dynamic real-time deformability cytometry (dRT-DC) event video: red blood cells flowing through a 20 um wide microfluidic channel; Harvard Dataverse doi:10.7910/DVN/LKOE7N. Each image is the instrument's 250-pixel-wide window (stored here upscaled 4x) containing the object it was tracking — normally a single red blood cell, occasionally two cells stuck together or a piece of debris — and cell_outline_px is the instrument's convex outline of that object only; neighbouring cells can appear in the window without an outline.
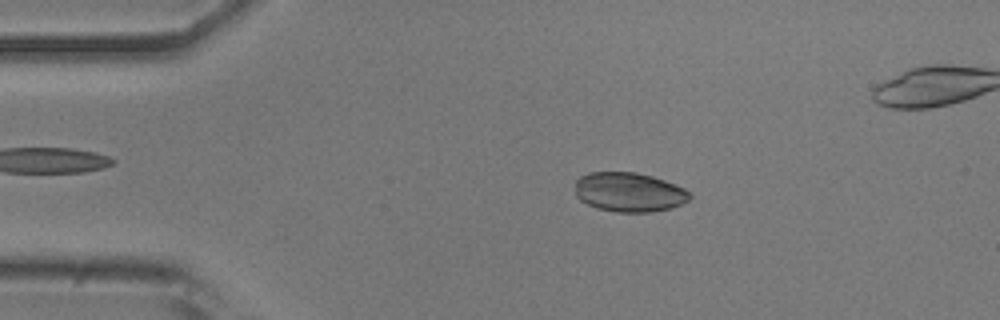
{"species": "common noctule bat (a hibernating species)", "species_latin": "Nyctalus noctula", "temperature_condition": "room temperature", "stored_images_in_passage": 52, "camera_frame_rate_fps": 3000, "um_per_image_px": 0.085, "animal": {"sex": "male", "body_mass_g": 20.5, "forearm_length_mm": 52.5}, "frame": {"image": 1, "passage_image": 9, "time_ms": 2.667, "image_size_px": [1000, 320], "cell_outline_px": [[692, 196], [688, 200], [672, 208], [648, 212], [616, 212], [596, 208], [580, 200], [576, 196], [576, 180], [580, 176], [588, 172], [636, 172], [652, 176], [664, 180], [684, 188]], "centroid_in_image_um": [53.45, 16.33], "position_along_channel_um": 31.5, "area_um2": 26.3}}
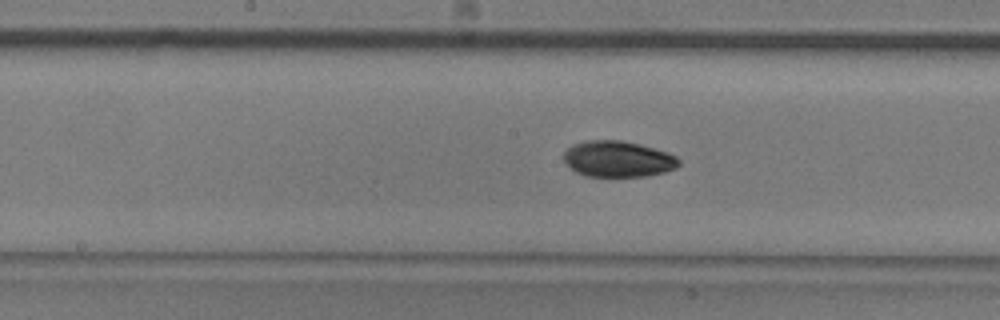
{"frame": {"image": 2, "passage_image": 25, "time_ms": 8.0, "image_size_px": [1000, 320], "cell_outline_px": [[680, 164], [676, 168], [664, 172], [648, 176], [584, 176], [576, 172], [564, 160], [564, 152], [572, 144], [584, 140], [620, 140], [640, 144], [668, 152], [676, 156], [680, 160]], "centroid_in_image_um": [52.54, 13.51], "position_along_channel_um": 195.7, "area_um2": 24.28}}
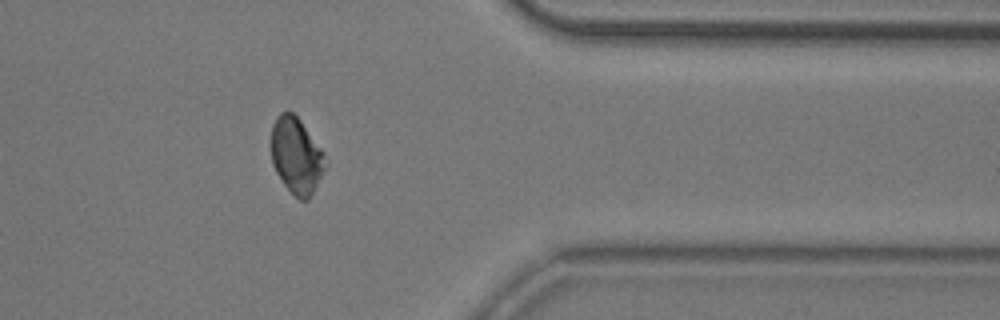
{"frame": {"image": 3, "passage_image": 41, "time_ms": 13.333, "image_size_px": [1000, 320], "cell_outline_px": [[328, 164], [308, 200], [300, 200], [284, 184], [276, 172], [272, 164], [268, 144], [268, 140], [272, 124], [276, 116], [280, 112], [292, 112], [300, 120], [324, 152]], "centroid_in_image_um": [25.15, 13.19], "position_along_channel_um": 386.3, "area_um2": 24.51}, "authors_computed_cell_mechanics": {"area_um2": 24.7384, "velocity_mm_per_s": 3.8721, "shape_relaxation_time_tau1_ms": 2.8849, "shape_relaxation_time_tau2_ms": 11.3706, "deformation_change_tau1": 0.0741, "deformation_change_tau2": 0.0924}}